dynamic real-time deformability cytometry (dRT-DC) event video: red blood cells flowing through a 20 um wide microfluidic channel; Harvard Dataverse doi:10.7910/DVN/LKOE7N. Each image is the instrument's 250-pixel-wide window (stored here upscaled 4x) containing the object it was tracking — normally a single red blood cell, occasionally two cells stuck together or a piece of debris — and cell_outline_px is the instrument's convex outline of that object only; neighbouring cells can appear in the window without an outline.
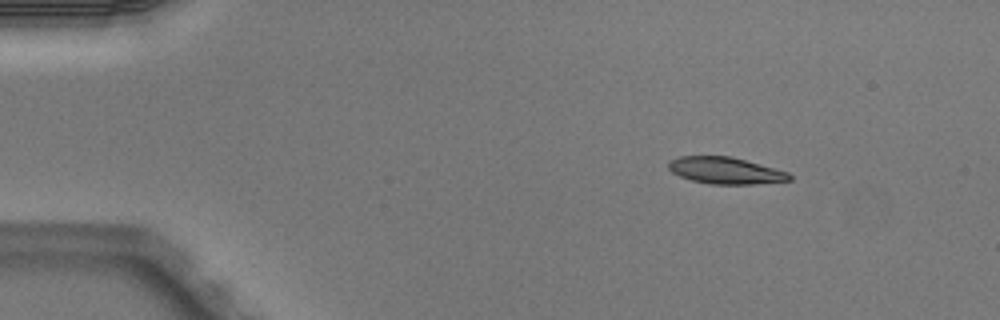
{"species": "Egyptian fruit bat (a non-hibernating species)", "species_latin": "Rousettus aegyptiacus", "temperature_condition": "warm", "stored_images_in_passage": 5, "segment_of_instrument_passage": [2, 2], "camera_frame_rate_fps": 3000, "um_per_image_px": 0.085, "animal": {"sex": "male"}, "frame": {"image": 1, "passage_image": 5, "time_ms": 1.333, "image_size_px": [1000, 320], "cell_outline_px": [[792, 180], [752, 184], [712, 184], [692, 180], [680, 176], [672, 172], [668, 168], [668, 160], [680, 156], [732, 156], [788, 172], [792, 176]], "centroid_in_image_um": [61.65, 14.49], "position_along_channel_um": 23.4, "area_um2": 18.79}}